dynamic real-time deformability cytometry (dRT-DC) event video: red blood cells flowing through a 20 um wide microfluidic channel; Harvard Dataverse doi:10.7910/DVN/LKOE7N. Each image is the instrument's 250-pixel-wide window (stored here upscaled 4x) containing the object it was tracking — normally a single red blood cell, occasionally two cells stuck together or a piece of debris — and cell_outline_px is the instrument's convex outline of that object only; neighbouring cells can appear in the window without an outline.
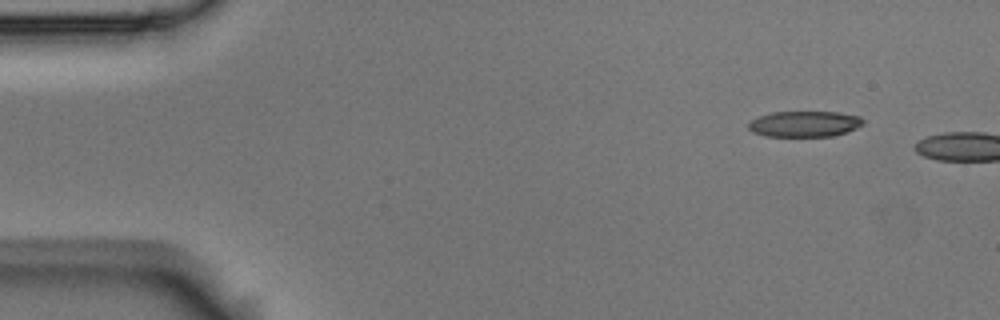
{"species": "Egyptian fruit bat (a non-hibernating species)", "species_latin": "Rousettus aegyptiacus", "temperature_condition": "room temperature", "stored_images_in_passage": 5, "camera_frame_rate_fps": 3000, "um_per_image_px": 0.085, "animal": {"sex": "male"}, "frame": {"image": 1, "passage_image": 1, "time_ms": 0.0, "image_size_px": [1000, 320], "cell_outline_px": [[864, 124], [848, 132], [832, 136], [764, 136], [752, 132], [748, 128], [748, 120], [772, 112], [840, 112], [860, 116], [864, 120]], "centroid_in_image_um": [68.38, 10.53], "position_along_channel_um": 16.6, "area_um2": 17.46}}
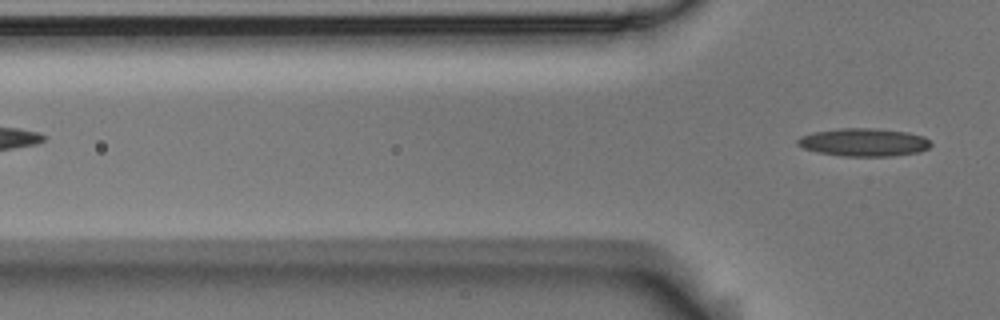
{"frame": {"image": 2, "passage_image": 5, "time_ms": 1.333, "image_size_px": [1000, 320], "cell_outline_px": [[932, 144], [928, 148], [920, 152], [892, 156], [844, 156], [820, 152], [804, 148], [796, 144], [796, 140], [800, 136], [812, 132], [840, 128], [876, 128], [908, 132], [924, 136]], "centroid_in_image_um": [73.43, 12.08], "position_along_channel_um": 52.4, "area_um2": 21.79}}